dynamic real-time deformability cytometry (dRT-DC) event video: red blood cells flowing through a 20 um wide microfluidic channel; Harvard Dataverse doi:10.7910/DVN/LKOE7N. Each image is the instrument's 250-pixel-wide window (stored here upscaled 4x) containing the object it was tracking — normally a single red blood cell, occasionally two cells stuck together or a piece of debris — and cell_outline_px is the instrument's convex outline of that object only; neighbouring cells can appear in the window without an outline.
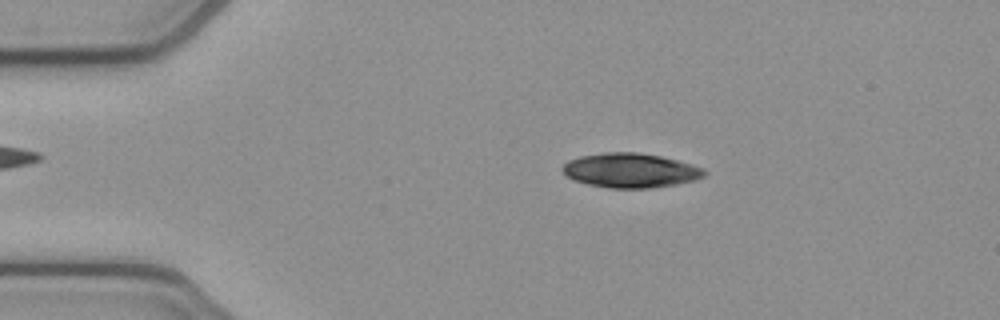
{"species": "common noctule bat (a hibernating species)", "species_latin": "Nyctalus noctula", "temperature_condition": "cold", "stored_images_in_passage": 51, "camera_frame_rate_fps": 3000, "um_per_image_px": 0.085, "animal": {"sex": "female", "body_mass_g": 21.9}, "frame": {"image": 1, "passage_image": 9, "time_ms": 2.667, "image_size_px": [1000, 320], "cell_outline_px": [[708, 172], [704, 176], [696, 180], [676, 184], [652, 188], [608, 188], [588, 184], [572, 180], [560, 168], [568, 160], [580, 156], [604, 152], [636, 152], [660, 156], [692, 164], [704, 168]], "centroid_in_image_um": [53.59, 14.49], "position_along_channel_um": 31.4, "area_um2": 28.61}}